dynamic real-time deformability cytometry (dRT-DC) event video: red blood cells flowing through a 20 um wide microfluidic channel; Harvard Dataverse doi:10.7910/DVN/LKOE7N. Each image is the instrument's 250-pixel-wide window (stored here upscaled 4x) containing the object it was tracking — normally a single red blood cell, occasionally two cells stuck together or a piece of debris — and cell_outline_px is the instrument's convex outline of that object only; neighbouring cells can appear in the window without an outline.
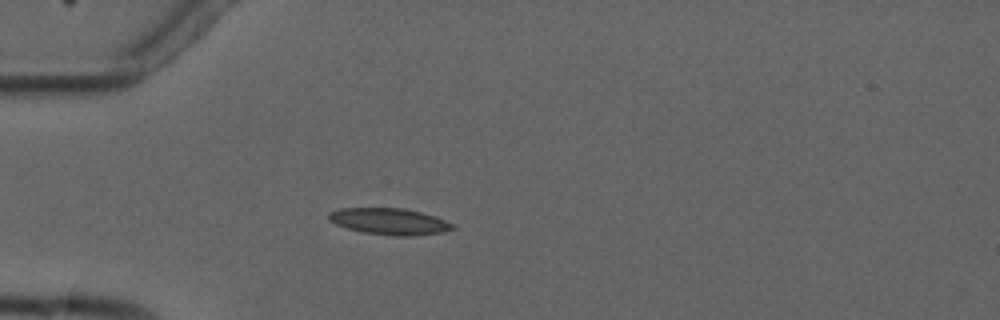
{"species": "common noctule bat (a hibernating species)", "species_latin": "Nyctalus noctula", "temperature_condition": "cold", "stored_images_in_passage": 3, "camera_frame_rate_fps": 3000, "um_per_image_px": 0.085, "animal": {"sex": "male", "forearm_length_mm": 52.5}, "frame": {"image": 1, "passage_image": 2, "time_ms": 1.333, "image_size_px": [1000, 320], "cell_outline_px": [[456, 228], [440, 232], [412, 236], [392, 236], [364, 232], [348, 228], [336, 224], [328, 220], [328, 212], [340, 208], [404, 208], [436, 216], [456, 224]], "centroid_in_image_um": [33.12, 18.81], "position_along_channel_um": 51.9, "area_um2": 19.19}}